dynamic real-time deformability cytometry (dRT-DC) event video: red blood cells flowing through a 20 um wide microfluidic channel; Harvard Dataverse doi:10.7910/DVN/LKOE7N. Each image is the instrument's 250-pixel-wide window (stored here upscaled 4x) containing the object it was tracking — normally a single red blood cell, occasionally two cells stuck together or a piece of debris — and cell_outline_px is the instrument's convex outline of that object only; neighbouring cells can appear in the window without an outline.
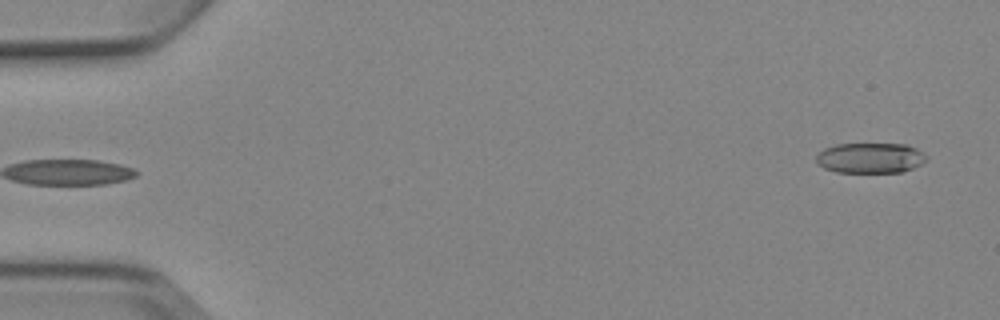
{"species": "Egyptian fruit bat (a non-hibernating species)", "species_latin": "Rousettus aegyptiacus", "temperature_condition": "cold", "stored_images_in_passage": 4, "segment_of_instrument_passage": [2, 2], "camera_frame_rate_fps": 3000, "um_per_image_px": 0.085, "animal": {"sex": "female"}, "frame": {"image": 1, "passage_image": 4, "time_ms": 3.333, "image_size_px": [1000, 320], "cell_outline_px": [[928, 160], [912, 168], [900, 172], [836, 172], [824, 168], [816, 160], [816, 156], [824, 148], [836, 144], [908, 144], [916, 148], [928, 156]], "centroid_in_image_um": [74.0, 13.42], "position_along_channel_um": 11.0, "area_um2": 19.48}}